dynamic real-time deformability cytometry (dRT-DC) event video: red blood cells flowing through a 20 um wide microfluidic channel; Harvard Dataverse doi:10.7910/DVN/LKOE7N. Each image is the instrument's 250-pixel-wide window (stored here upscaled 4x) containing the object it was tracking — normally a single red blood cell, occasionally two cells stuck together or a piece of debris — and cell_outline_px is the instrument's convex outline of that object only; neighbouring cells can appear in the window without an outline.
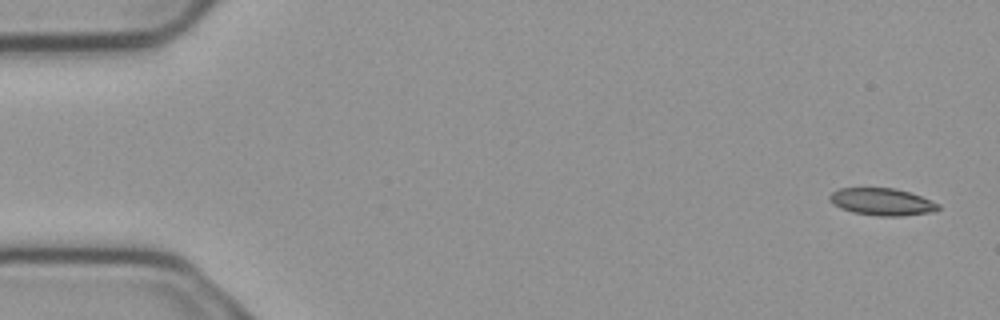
{"species": "common noctule bat (a hibernating species)", "species_latin": "Nyctalus noctula", "temperature_condition": "cold", "stored_images_in_passage": 5, "camera_frame_rate_fps": 3000, "um_per_image_px": 0.085, "animal": {"sex": "male", "body_mass_g": 23.1, "forearm_length_mm": 52.7}, "frame": {"image": 1, "passage_image": 1, "time_ms": 0.0, "image_size_px": [1000, 320], "cell_outline_px": [[940, 208], [932, 212], [900, 216], [880, 216], [852, 212], [840, 208], [832, 204], [828, 200], [828, 196], [832, 192], [840, 188], [896, 188], [920, 196], [940, 204]], "centroid_in_image_um": [74.93, 17.15], "position_along_channel_um": 10.1, "area_um2": 17.22}}
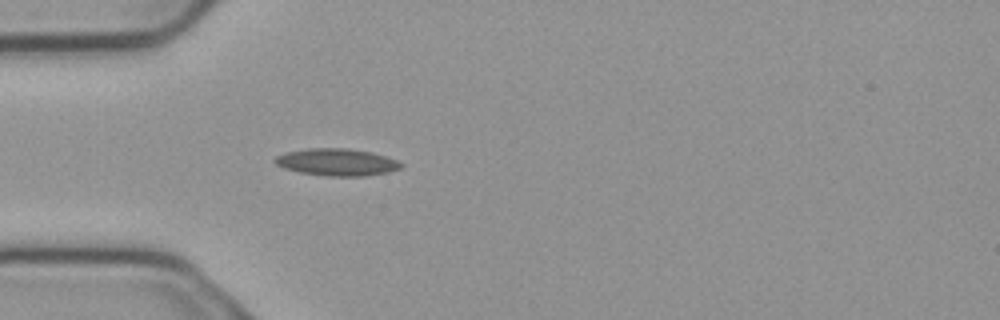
{"frame": {"image": 2, "passage_image": 5, "time_ms": 1.333, "image_size_px": [1000, 320], "cell_outline_px": [[404, 164], [400, 168], [388, 172], [364, 176], [324, 176], [300, 172], [284, 168], [276, 164], [272, 160], [276, 156], [288, 152], [308, 148], [348, 148], [372, 152], [396, 160]], "centroid_in_image_um": [28.62, 13.78], "position_along_channel_um": 56.4, "area_um2": 19.88}}